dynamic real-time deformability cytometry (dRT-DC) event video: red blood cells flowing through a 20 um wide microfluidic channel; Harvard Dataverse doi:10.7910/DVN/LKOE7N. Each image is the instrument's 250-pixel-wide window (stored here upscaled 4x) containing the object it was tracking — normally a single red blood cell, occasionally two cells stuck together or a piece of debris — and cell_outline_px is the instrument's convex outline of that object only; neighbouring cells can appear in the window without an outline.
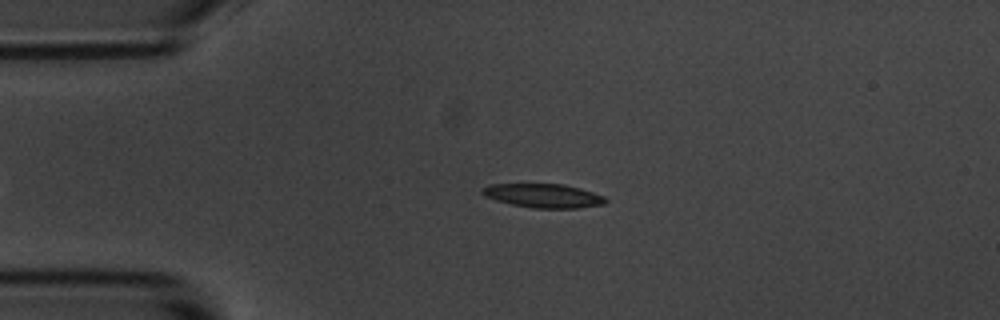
{"species": "common noctule bat (a hibernating species)", "species_latin": "Nyctalus noctula", "temperature_condition": "room temperature", "stored_images_in_passage": 4, "camera_frame_rate_fps": 3000, "um_per_image_px": 0.085, "animal": {"sex": "male", "body_mass_g": 20.1, "forearm_length_mm": 53.5}, "frame": {"image": 1, "passage_image": 2, "time_ms": 1.0, "image_size_px": [1000, 320], "cell_outline_px": [[608, 200], [604, 204], [580, 208], [532, 208], [512, 204], [496, 200], [484, 196], [480, 192], [480, 188], [488, 184], [564, 184], [580, 188], [604, 196]], "centroid_in_image_um": [46.16, 16.63], "position_along_channel_um": 38.8, "area_um2": 17.28}}